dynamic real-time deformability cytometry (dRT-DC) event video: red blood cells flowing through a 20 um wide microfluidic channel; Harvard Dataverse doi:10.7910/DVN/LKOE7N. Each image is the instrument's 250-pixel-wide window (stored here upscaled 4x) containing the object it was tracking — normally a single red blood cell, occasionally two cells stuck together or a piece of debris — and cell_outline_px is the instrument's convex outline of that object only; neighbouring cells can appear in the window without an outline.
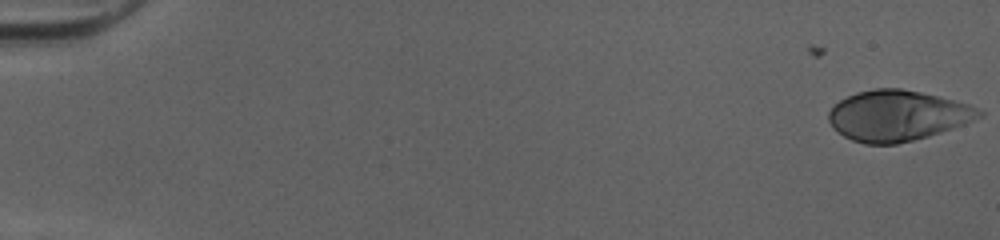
{"species": "human", "species_latin": "Homo sapiens", "temperature_condition": "cold", "stored_images_in_passage": 51, "camera_frame_rate_fps": 3000, "um_per_image_px": 0.085, "donor": {"sex": "female"}, "frame": {"image": 1, "passage_image": 1, "time_ms": 0.0, "image_size_px": [1000, 240], "cell_outline_px": [[984, 116], [964, 124], [928, 136], [896, 144], [864, 144], [852, 140], [844, 136], [828, 120], [828, 112], [840, 100], [856, 92], [876, 88], [900, 88], [920, 92], [968, 104], [984, 112]], "centroid_in_image_um": [76.28, 9.83], "position_along_channel_um": 8.7, "area_um2": 43.87}}
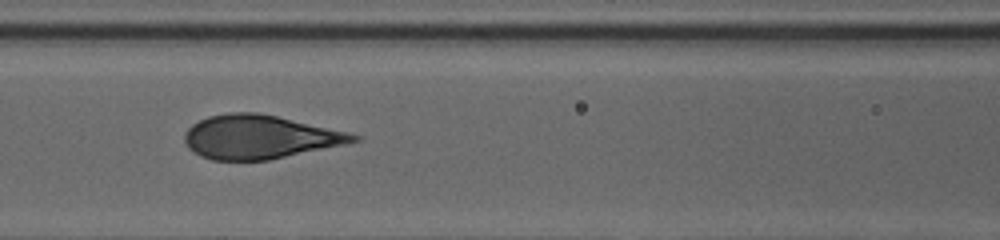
{"frame": {"image": 2, "passage_image": 24, "time_ms": 7.667, "image_size_px": [1000, 240], "cell_outline_px": [[360, 140], [344, 144], [268, 160], [212, 160], [200, 156], [184, 140], [184, 136], [188, 128], [192, 124], [208, 116], [228, 112], [256, 112], [276, 116], [348, 132], [360, 136]], "centroid_in_image_um": [22.05, 11.63], "position_along_channel_um": 144.6, "area_um2": 42.37}}
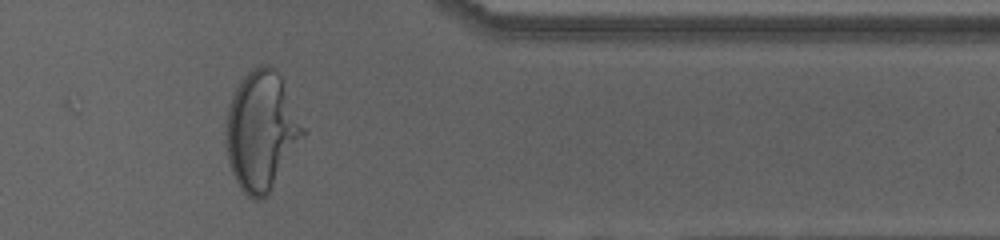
{"frame": {"image": 3, "passage_image": 43, "time_ms": 14.0, "image_size_px": [1000, 240], "cell_outline_px": [[308, 132], [268, 196], [260, 200], [252, 200], [240, 188], [232, 172], [228, 160], [224, 132], [228, 104], [240, 80], [252, 68], [260, 64], [272, 64], [276, 68]], "centroid_in_image_um": [22.24, 11.13], "position_along_channel_um": 389.2, "area_um2": 54.45}, "authors_computed_cell_mechanics": {"area_um2": 43.4656, "velocity_mm_per_s": 4.0379, "shape_relaxation_time_tau1_ms": 5.1241, "shape_relaxation_time_tau2_ms": null, "deformation_change_tau1": 0.2271, "deformation_change_tau2": null}}